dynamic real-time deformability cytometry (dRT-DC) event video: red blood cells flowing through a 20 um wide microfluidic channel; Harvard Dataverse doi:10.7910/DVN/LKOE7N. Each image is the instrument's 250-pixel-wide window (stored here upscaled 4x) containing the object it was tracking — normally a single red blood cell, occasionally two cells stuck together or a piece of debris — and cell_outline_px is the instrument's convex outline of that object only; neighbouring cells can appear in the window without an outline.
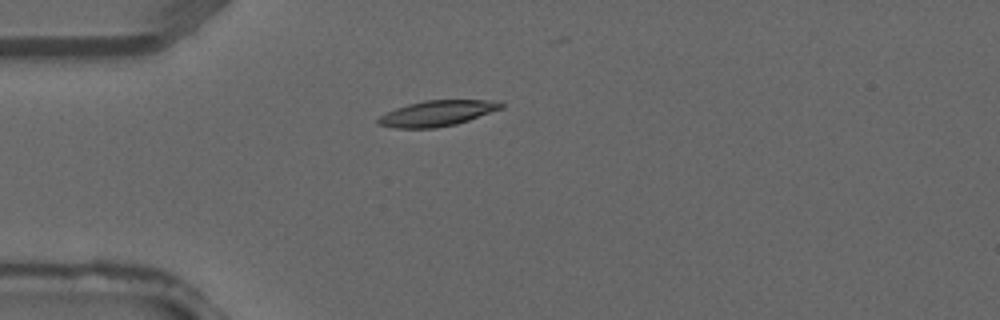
{"species": "common noctule bat (a hibernating species)", "species_latin": "Nyctalus noctula", "temperature_condition": "warm", "stored_images_in_passage": 4, "camera_frame_rate_fps": 3000, "um_per_image_px": 0.085, "animal": {"sex": "male", "forearm_length_mm": 52.5}, "frame": {"image": 1, "passage_image": 4, "time_ms": 1.0, "image_size_px": [1000, 320], "cell_outline_px": [[504, 108], [456, 124], [436, 128], [396, 128], [376, 124], [376, 120], [380, 116], [396, 108], [408, 104], [424, 100], [500, 100], [504, 104]], "centroid_in_image_um": [37.19, 9.62], "position_along_channel_um": 47.8, "area_um2": 18.44}}